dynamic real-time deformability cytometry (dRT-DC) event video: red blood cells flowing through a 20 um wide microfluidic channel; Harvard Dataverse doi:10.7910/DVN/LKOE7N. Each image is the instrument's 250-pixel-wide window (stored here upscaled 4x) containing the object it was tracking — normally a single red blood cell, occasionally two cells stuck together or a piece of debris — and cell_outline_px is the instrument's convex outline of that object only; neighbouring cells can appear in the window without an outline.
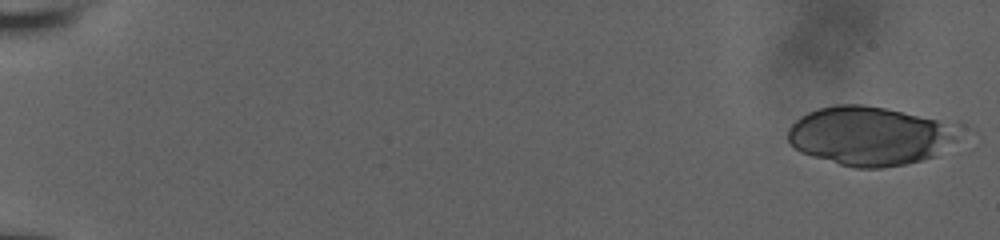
{"species": "human", "species_latin": "Homo sapiens", "temperature_condition": "room temperature", "stored_images_in_passage": 55, "camera_frame_rate_fps": 3000, "um_per_image_px": 0.085, "donor": {"sex": "male"}, "frame": {"image": 1, "passage_image": 1, "time_ms": 0.0, "image_size_px": [1000, 240], "cell_outline_px": [[968, 128], [956, 140], [936, 156], [904, 164], [884, 168], [856, 168], [840, 164], [812, 156], [800, 152], [788, 140], [788, 128], [800, 116], [808, 112], [820, 108], [836, 104], [860, 104], [956, 120], [964, 124]], "centroid_in_image_um": [74.11, 11.52], "position_along_channel_um": 10.9, "area_um2": 60.17}}
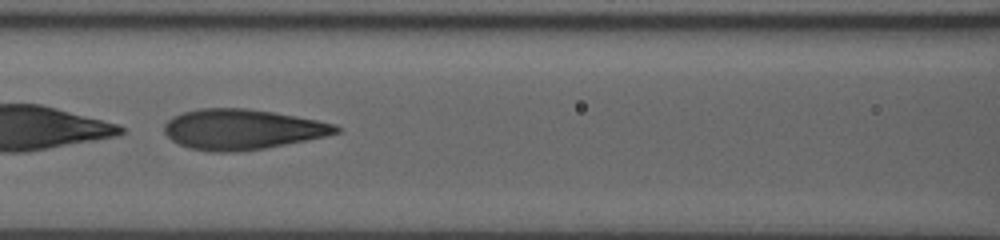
{"frame": {"image": 2, "passage_image": 28, "time_ms": 9.0, "image_size_px": [1000, 240], "cell_outline_px": [[340, 132], [328, 136], [308, 140], [264, 148], [236, 152], [212, 152], [188, 148], [172, 140], [164, 132], [164, 124], [172, 116], [184, 112], [200, 108], [244, 108], [272, 112], [296, 116], [336, 124], [340, 128]], "centroid_in_image_um": [20.59, 11.0], "position_along_channel_um": 146.0, "area_um2": 40.34}}
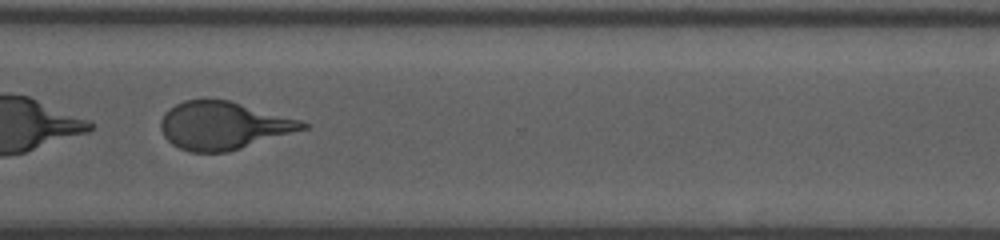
{"frame": {"image": 3, "passage_image": 44, "time_ms": 14.333, "image_size_px": [1000, 240], "cell_outline_px": [[308, 128], [228, 152], [192, 152], [180, 148], [172, 144], [164, 136], [160, 128], [160, 120], [164, 112], [168, 108], [184, 100], [204, 96], [228, 100], [300, 120], [308, 124]], "centroid_in_image_um": [18.92, 10.64], "position_along_channel_um": 351.7, "area_um2": 39.82}}